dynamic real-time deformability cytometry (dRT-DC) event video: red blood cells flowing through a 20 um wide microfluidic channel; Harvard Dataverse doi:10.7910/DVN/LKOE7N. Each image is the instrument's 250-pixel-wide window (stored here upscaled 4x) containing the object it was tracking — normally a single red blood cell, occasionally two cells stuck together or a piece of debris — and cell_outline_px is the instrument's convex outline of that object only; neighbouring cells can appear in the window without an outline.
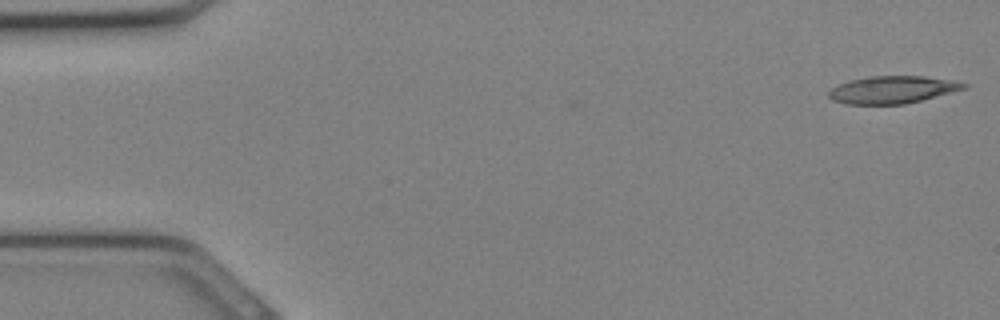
{"species": "Egyptian fruit bat (a non-hibernating species)", "species_latin": "Rousettus aegyptiacus", "temperature_condition": "cold", "stored_images_in_passage": 7, "camera_frame_rate_fps": 3000, "um_per_image_px": 0.085, "animal": {"sex": "female"}, "frame": {"image": 1, "passage_image": 1, "time_ms": 0.0, "image_size_px": [1000, 320], "cell_outline_px": [[968, 84], [964, 88], [920, 100], [904, 104], [848, 104], [832, 100], [828, 96], [828, 92], [832, 88], [848, 80], [868, 76], [924, 76], [948, 80]], "centroid_in_image_um": [75.77, 7.62], "position_along_channel_um": 9.2, "area_um2": 21.15}}